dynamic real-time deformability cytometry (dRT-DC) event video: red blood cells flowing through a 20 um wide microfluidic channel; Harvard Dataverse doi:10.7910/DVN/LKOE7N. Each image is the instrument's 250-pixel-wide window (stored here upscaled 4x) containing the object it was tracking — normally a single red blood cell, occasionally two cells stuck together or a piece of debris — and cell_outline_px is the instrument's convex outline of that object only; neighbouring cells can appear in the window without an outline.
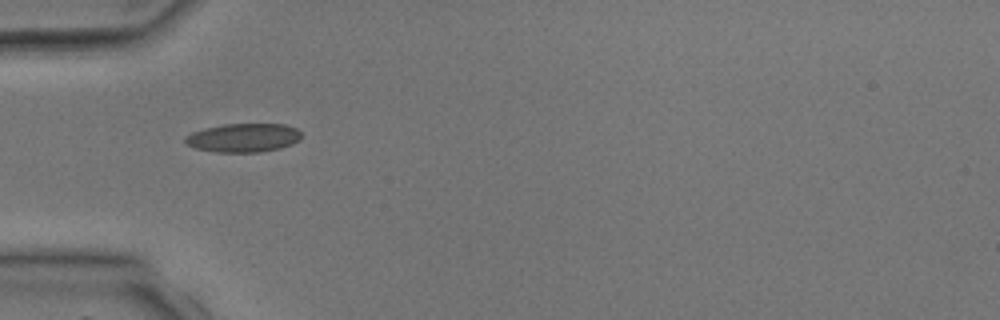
{"species": "common noctule bat (a hibernating species)", "species_latin": "Nyctalus noctula", "temperature_condition": "room temperature", "stored_images_in_passage": 2, "camera_frame_rate_fps": 3000, "um_per_image_px": 0.085, "animal": {"sex": "male", "body_mass_g": 17.9, "forearm_length_mm": 54.2}, "frame": {"image": 1, "passage_image": 2, "time_ms": 1.333, "image_size_px": [1000, 320], "cell_outline_px": [[300, 140], [292, 144], [280, 148], [260, 152], [216, 152], [196, 148], [188, 144], [184, 140], [184, 136], [192, 132], [204, 128], [224, 124], [284, 124], [296, 128], [300, 132]], "centroid_in_image_um": [20.69, 11.7], "position_along_channel_um": 64.3, "area_um2": 19.42}}